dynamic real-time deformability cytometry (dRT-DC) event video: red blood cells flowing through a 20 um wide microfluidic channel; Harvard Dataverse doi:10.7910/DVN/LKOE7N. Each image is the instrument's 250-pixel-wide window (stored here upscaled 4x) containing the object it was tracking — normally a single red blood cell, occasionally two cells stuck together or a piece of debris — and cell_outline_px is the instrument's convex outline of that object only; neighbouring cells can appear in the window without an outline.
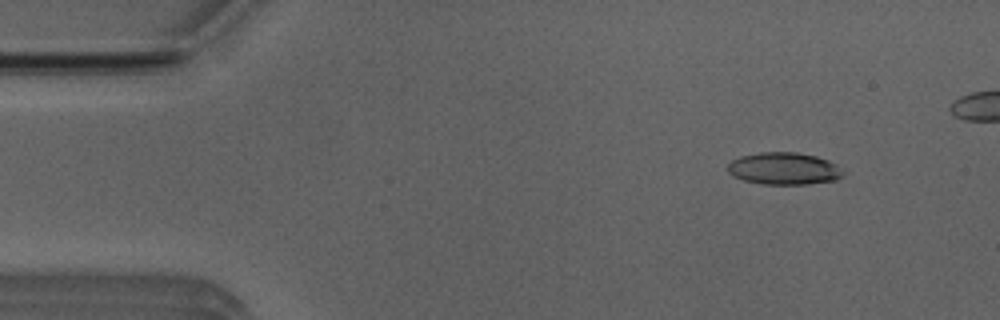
{"species": "Egyptian fruit bat (a non-hibernating species)", "species_latin": "Rousettus aegyptiacus", "temperature_condition": "room temperature", "stored_images_in_passage": 47, "camera_frame_rate_fps": 3000, "um_per_image_px": 0.085, "animal": {"sex": "male"}, "frame": {"image": 1, "passage_image": 6, "time_ms": 1.667, "image_size_px": [1000, 320], "cell_outline_px": [[844, 176], [836, 180], [808, 184], [764, 184], [744, 180], [732, 176], [728, 172], [728, 164], [732, 160], [740, 156], [760, 152], [796, 152], [816, 156], [828, 160], [836, 164], [844, 172]], "centroid_in_image_um": [66.65, 14.33], "position_along_channel_um": 18.4, "area_um2": 21.73}}
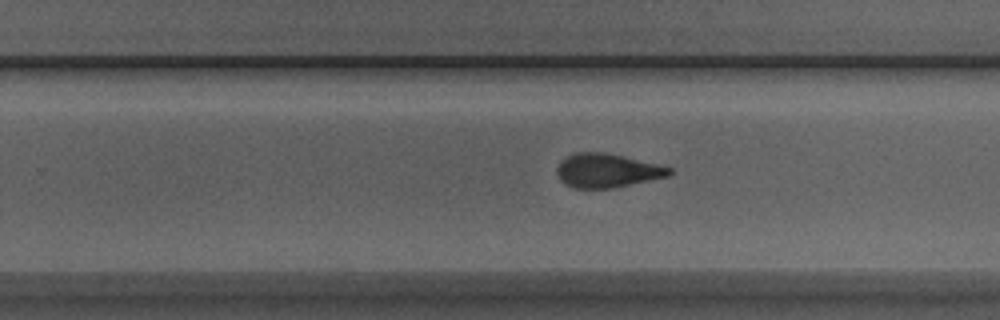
{"frame": {"image": 2, "passage_image": 32, "time_ms": 10.333, "image_size_px": [1000, 320], "cell_outline_px": [[672, 172], [668, 176], [612, 188], [572, 188], [564, 184], [560, 180], [556, 172], [556, 168], [568, 156], [576, 152], [604, 152], [656, 164], [672, 168]], "centroid_in_image_um": [51.57, 14.51], "position_along_channel_um": 278.2, "area_um2": 21.85}}
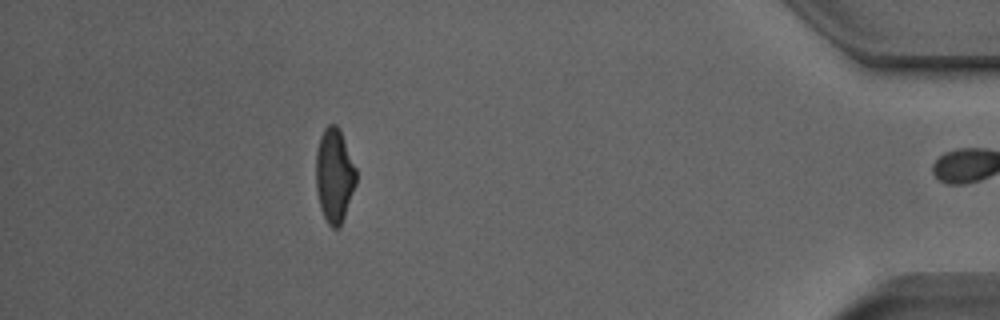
{"frame": {"image": 3, "passage_image": 46, "time_ms": 15.0, "image_size_px": [1000, 320], "cell_outline_px": [[356, 184], [340, 228], [332, 228], [328, 224], [320, 208], [316, 188], [316, 152], [320, 136], [324, 128], [328, 124], [336, 124], [340, 128], [356, 168]], "centroid_in_image_um": [28.42, 14.9], "position_along_channel_um": 406.8, "area_um2": 22.2}, "authors_computed_cell_mechanics": {"area_um2": 22.5998, "velocity_mm_per_s": 3.9911, "shape_relaxation_time_tau1_ms": 4.7084, "shape_relaxation_time_tau2_ms": 2.0466, "deformation_change_tau1": 0.1808, "deformation_change_tau2": 0.0958}}